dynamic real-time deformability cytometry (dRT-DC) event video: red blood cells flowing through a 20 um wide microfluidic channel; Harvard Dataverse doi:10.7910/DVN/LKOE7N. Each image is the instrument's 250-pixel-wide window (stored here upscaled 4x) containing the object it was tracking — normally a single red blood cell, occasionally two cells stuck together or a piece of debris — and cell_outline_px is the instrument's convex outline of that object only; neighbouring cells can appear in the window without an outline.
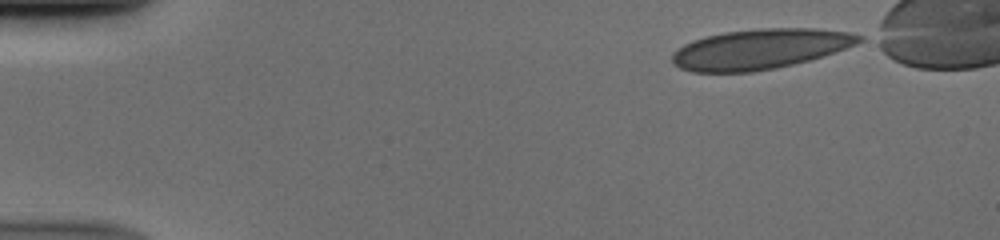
{"species": "human", "species_latin": "Homo sapiens", "temperature_condition": "cold", "stored_images_in_passage": 45, "camera_frame_rate_fps": 3000, "um_per_image_px": 0.085, "donor": {"sex": "male"}, "frame": {"image": 1, "passage_image": 1, "time_ms": 0.0, "image_size_px": [1000, 240], "cell_outline_px": [[864, 40], [856, 44], [824, 56], [776, 68], [752, 72], [692, 72], [680, 68], [672, 64], [672, 52], [684, 44], [692, 40], [724, 32], [760, 28], [816, 28], [848, 32], [864, 36]], "centroid_in_image_um": [64.59, 4.17], "position_along_channel_um": 20.4, "area_um2": 43.81}}
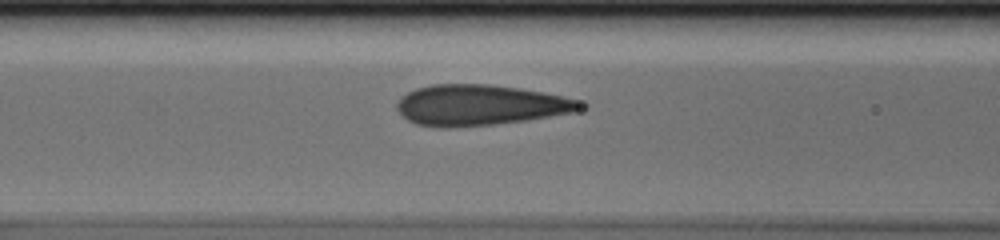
{"frame": {"image": 2, "passage_image": 17, "time_ms": 5.333, "image_size_px": [1000, 240], "cell_outline_px": [[588, 104], [584, 108], [576, 112], [524, 120], [492, 124], [448, 128], [436, 128], [416, 124], [408, 120], [396, 108], [396, 104], [400, 96], [416, 88], [432, 84], [488, 84], [520, 88], [544, 92], [564, 96]], "centroid_in_image_um": [40.8, 8.93], "position_along_channel_um": 125.8, "area_um2": 43.64}}
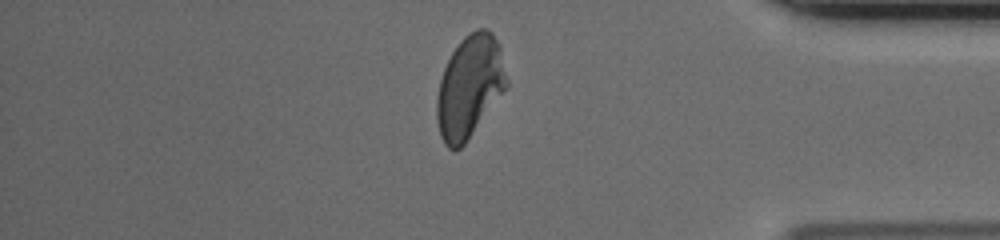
{"frame": {"image": 3, "passage_image": 39, "time_ms": 12.667, "image_size_px": [1000, 240], "cell_outline_px": [[508, 84], [464, 144], [460, 148], [448, 148], [444, 144], [440, 136], [436, 120], [436, 100], [440, 80], [444, 68], [452, 52], [460, 40], [464, 36], [476, 28], [484, 28], [492, 32], [500, 44], [508, 80]], "centroid_in_image_um": [39.9, 7.32], "position_along_channel_um": 395.3, "area_um2": 41.38}}